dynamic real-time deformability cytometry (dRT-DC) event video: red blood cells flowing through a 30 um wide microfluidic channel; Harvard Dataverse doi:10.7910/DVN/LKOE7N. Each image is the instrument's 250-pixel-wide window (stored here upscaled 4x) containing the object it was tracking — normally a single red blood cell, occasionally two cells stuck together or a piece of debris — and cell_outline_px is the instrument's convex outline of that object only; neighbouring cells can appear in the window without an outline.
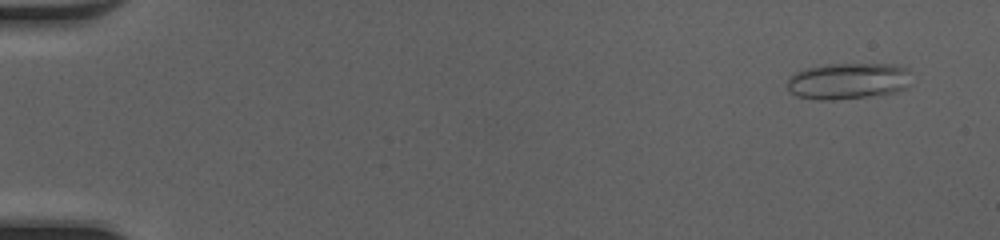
{"species": "common noctule bat (a hibernating species)", "species_latin": "Nyctalus noctula", "temperature_condition": "cold", "stored_images_in_passage": 50, "camera_frame_rate_fps": 3000, "um_per_image_px": 0.085, "animal": {"sex": "female", "body_mass_g": 20.0, "forearm_length_mm": 54.0}, "frame": {"image": 1, "passage_image": 3, "time_ms": 0.667, "image_size_px": [1000, 240], "cell_outline_px": [[908, 88], [896, 92], [868, 96], [836, 100], [820, 100], [796, 96], [788, 92], [788, 76], [804, 68], [828, 64], [892, 64], [908, 68]], "centroid_in_image_um": [72.05, 6.89], "position_along_channel_um": 13.0, "area_um2": 26.47}}
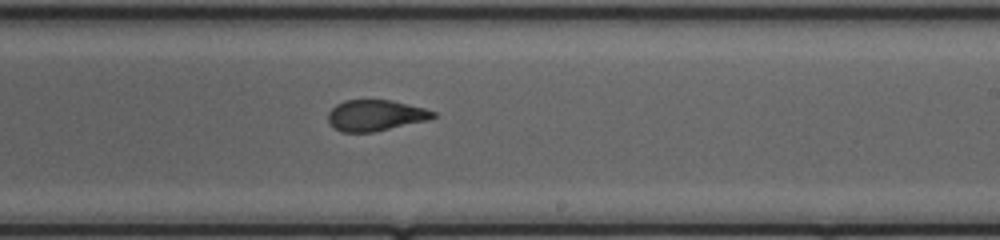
{"frame": {"image": 2, "passage_image": 31, "time_ms": 10.0, "image_size_px": [1000, 240], "cell_outline_px": [[436, 116], [428, 120], [372, 132], [340, 132], [328, 120], [328, 112], [336, 104], [344, 100], [392, 100], [424, 108], [436, 112]], "centroid_in_image_um": [31.91, 9.8], "position_along_channel_um": 257.1, "area_um2": 18.84}}
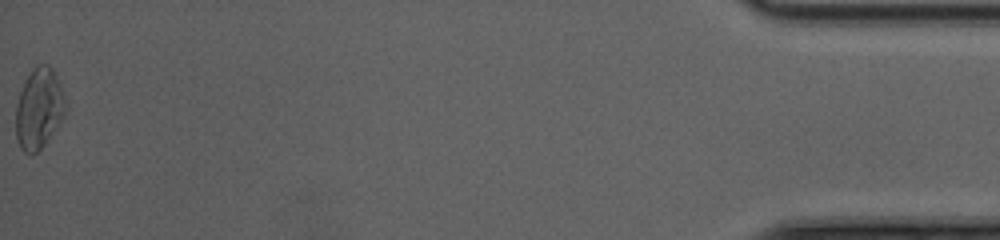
{"frame": {"image": 3, "passage_image": 50, "time_ms": 16.333, "image_size_px": [1000, 240], "cell_outline_px": [[68, 108], [44, 144], [32, 156], [28, 156], [20, 148], [16, 136], [16, 104], [20, 92], [32, 68], [36, 64], [48, 64], [52, 68], [60, 84]], "centroid_in_image_um": [3.3, 9.23], "position_along_channel_um": 431.9, "area_um2": 23.18}, "authors_computed_cell_mechanics": {"area_um2": 20.4901, "velocity_mm_per_s": 4.2108, "shape_relaxation_time_tau1_ms": 5.4562, "shape_relaxation_time_tau2_ms": 1.1157, "deformation_change_tau1": 0.1493, "deformation_change_tau2": 0.0725}}